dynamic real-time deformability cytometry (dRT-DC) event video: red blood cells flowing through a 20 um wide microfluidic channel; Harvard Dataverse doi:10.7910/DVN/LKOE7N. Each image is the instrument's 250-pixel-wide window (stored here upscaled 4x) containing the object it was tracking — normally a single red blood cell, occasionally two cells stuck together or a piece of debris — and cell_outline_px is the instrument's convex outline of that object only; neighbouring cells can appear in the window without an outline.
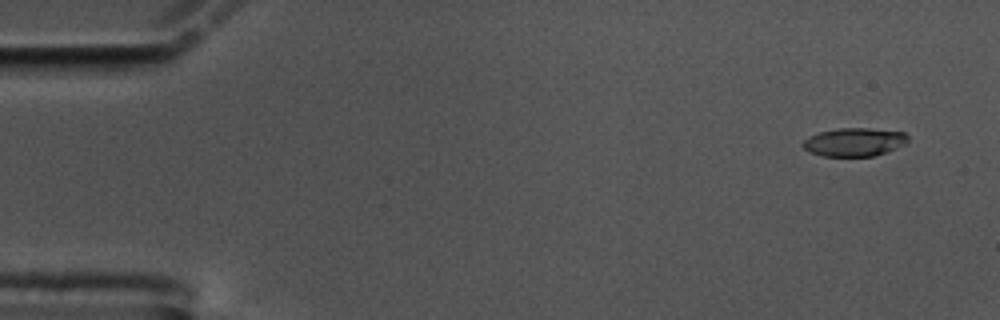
{"species": "common noctule bat (a hibernating species)", "species_latin": "Nyctalus noctula", "temperature_condition": "cold", "stored_images_in_passage": 56, "camera_frame_rate_fps": 3000, "um_per_image_px": 0.085, "animal": {"sex": "male", "body_mass_g": 17.5, "forearm_length_mm": 52.3}, "frame": {"image": 1, "passage_image": 1, "time_ms": 0.0, "image_size_px": [1000, 320], "cell_outline_px": [[908, 140], [904, 144], [896, 148], [872, 156], [820, 156], [808, 152], [800, 144], [808, 136], [820, 132], [840, 128], [868, 128], [904, 132], [908, 136]], "centroid_in_image_um": [72.56, 12.07], "position_along_channel_um": 12.4, "area_um2": 17.34}}
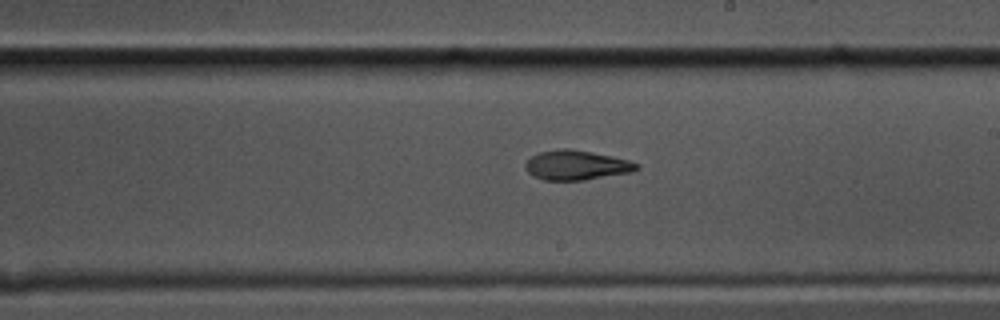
{"frame": {"image": 2, "passage_image": 31, "time_ms": 10.0, "image_size_px": [1000, 320], "cell_outline_px": [[640, 168], [632, 172], [584, 180], [544, 180], [532, 176], [524, 168], [524, 164], [532, 156], [540, 152], [560, 148], [568, 148], [592, 152], [612, 156], [628, 160], [640, 164]], "centroid_in_image_um": [48.99, 14.04], "position_along_channel_um": 240.0, "area_um2": 19.31}}
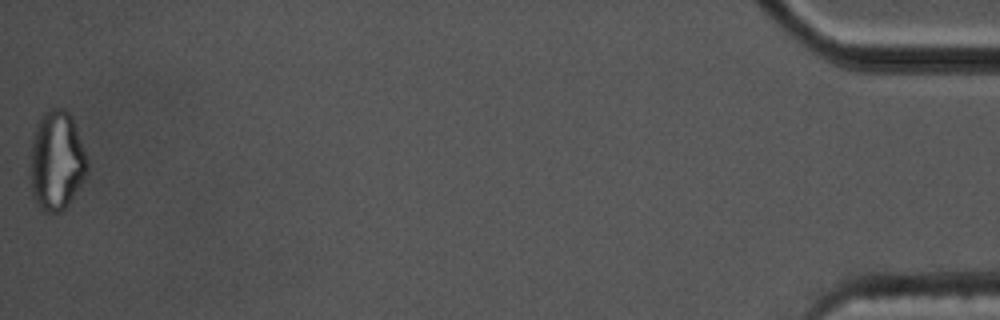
{"frame": {"image": 3, "passage_image": 56, "time_ms": 18.333, "image_size_px": [1000, 320], "cell_outline_px": [[88, 172], [68, 204], [60, 212], [44, 212], [36, 204], [32, 196], [28, 156], [32, 140], [40, 116], [44, 112], [52, 108], [64, 108], [72, 116], [88, 160]], "centroid_in_image_um": [4.78, 13.66], "position_along_channel_um": 430.4, "area_um2": 33.47}, "authors_computed_cell_mechanics": {"area_um2": 19.1318, "velocity_mm_per_s": 3.4426, "shape_relaxation_time_tau1_ms": 8.101, "shape_relaxation_time_tau2_ms": 3.707, "deformation_change_tau1": 0.214, "deformation_change_tau2": 0.0921}}